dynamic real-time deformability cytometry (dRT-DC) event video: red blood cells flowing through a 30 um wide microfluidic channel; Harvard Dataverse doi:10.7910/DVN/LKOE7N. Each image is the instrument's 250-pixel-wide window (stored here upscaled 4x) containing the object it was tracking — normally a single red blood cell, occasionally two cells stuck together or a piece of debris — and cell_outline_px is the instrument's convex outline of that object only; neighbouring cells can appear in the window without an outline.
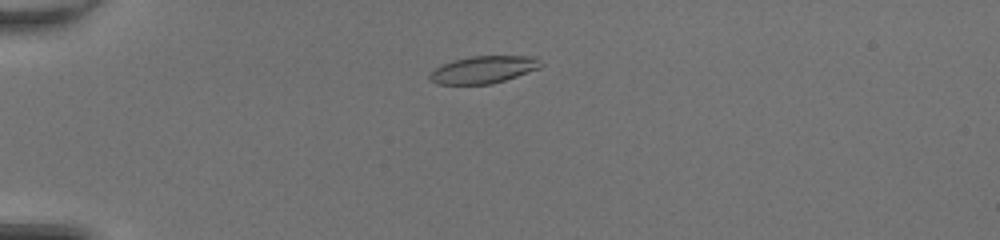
{"species": "common noctule bat (a hibernating species)", "species_latin": "Nyctalus noctula", "temperature_condition": "room temperature", "stored_images_in_passage": 45, "camera_frame_rate_fps": 3000, "um_per_image_px": 0.085, "animal": {"sex": "female", "body_mass_g": 20.0, "forearm_length_mm": 54.0}, "frame": {"image": 1, "passage_image": 9, "time_ms": 2.667, "image_size_px": [1000, 240], "cell_outline_px": [[544, 64], [540, 68], [492, 84], [436, 84], [428, 80], [428, 76], [436, 68], [444, 64], [456, 60], [472, 56], [536, 56]], "centroid_in_image_um": [41.12, 5.92], "position_along_channel_um": 43.9, "area_um2": 17.57}}
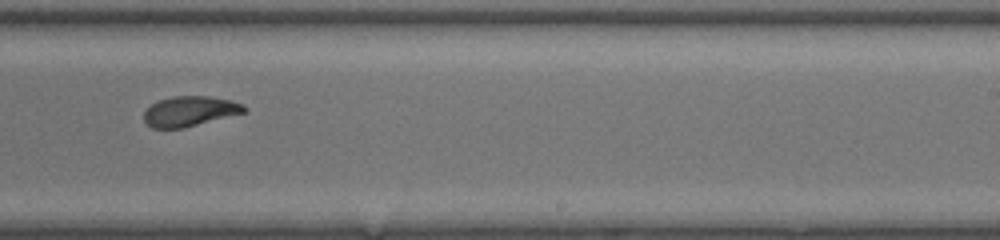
{"frame": {"image": 2, "passage_image": 28, "time_ms": 9.0, "image_size_px": [1000, 240], "cell_outline_px": [[248, 108], [244, 112], [184, 128], [152, 128], [144, 120], [144, 112], [152, 104], [160, 100], [172, 96], [208, 96], [232, 100], [244, 104]], "centroid_in_image_um": [16.15, 9.45], "position_along_channel_um": 272.9, "area_um2": 17.46}}
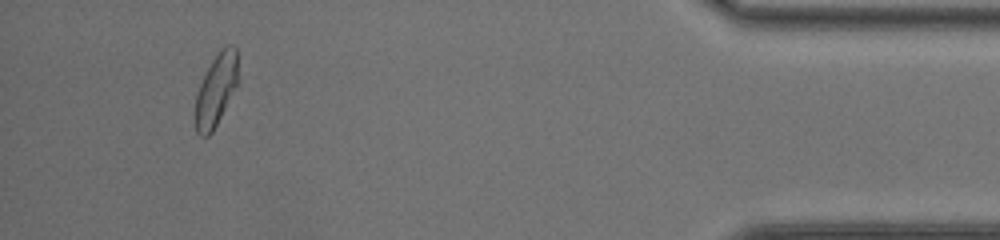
{"frame": {"image": 3, "passage_image": 42, "time_ms": 13.667, "image_size_px": [1000, 240], "cell_outline_px": [[240, 80], [236, 88], [212, 132], [208, 136], [200, 136], [196, 132], [192, 112], [196, 92], [212, 60], [220, 48], [224, 44], [228, 44], [236, 48]], "centroid_in_image_um": [18.35, 7.65], "position_along_channel_um": 416.9, "area_um2": 18.67}, "authors_computed_cell_mechanics": {"area_um2": 18.4382, "velocity_mm_per_s": 4.2712, "shape_relaxation_time_tau1_ms": 3.1539, "shape_relaxation_time_tau2_ms": 1.9204, "deformation_change_tau1": 0.1608, "deformation_change_tau2": 0.0745}}